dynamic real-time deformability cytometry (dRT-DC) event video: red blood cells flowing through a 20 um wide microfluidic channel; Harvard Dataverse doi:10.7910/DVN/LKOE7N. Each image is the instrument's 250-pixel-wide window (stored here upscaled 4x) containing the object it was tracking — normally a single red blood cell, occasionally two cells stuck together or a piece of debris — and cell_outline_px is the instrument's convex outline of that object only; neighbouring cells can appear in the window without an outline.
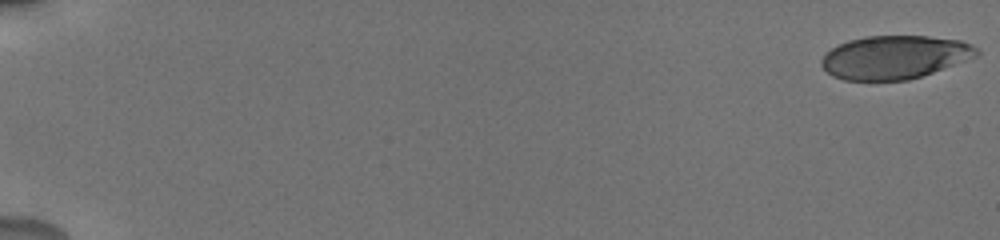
{"species": "human", "species_latin": "Homo sapiens", "temperature_condition": "cold", "stored_images_in_passage": 66, "camera_frame_rate_fps": 3000, "um_per_image_px": 0.085, "donor": {"sex": "male"}, "frame": {"image": 1, "passage_image": 1, "time_ms": 0.0, "image_size_px": [1000, 240], "cell_outline_px": [[980, 56], [908, 80], [844, 80], [832, 76], [820, 64], [820, 60], [832, 48], [848, 40], [868, 36], [928, 36], [960, 40], [972, 44], [980, 48]], "centroid_in_image_um": [76.09, 4.86], "position_along_channel_um": 8.9, "area_um2": 39.25}}
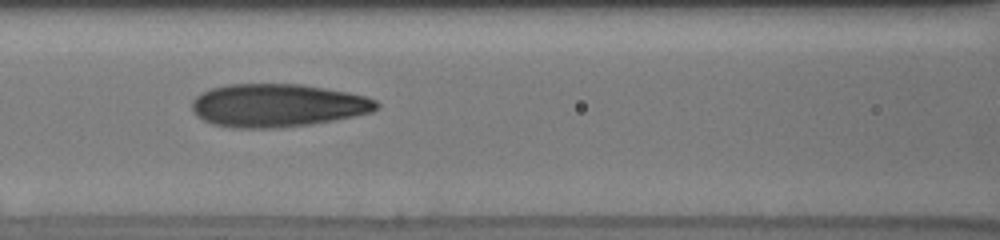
{"frame": {"image": 2, "passage_image": 29, "time_ms": 8.667, "image_size_px": [1000, 240], "cell_outline_px": [[380, 104], [372, 112], [312, 124], [280, 128], [232, 128], [212, 124], [196, 116], [192, 112], [192, 100], [200, 92], [212, 88], [228, 84], [300, 84], [348, 92], [364, 96], [376, 100]], "centroid_in_image_um": [23.54, 8.96], "position_along_channel_um": 143.1, "area_um2": 46.47}}
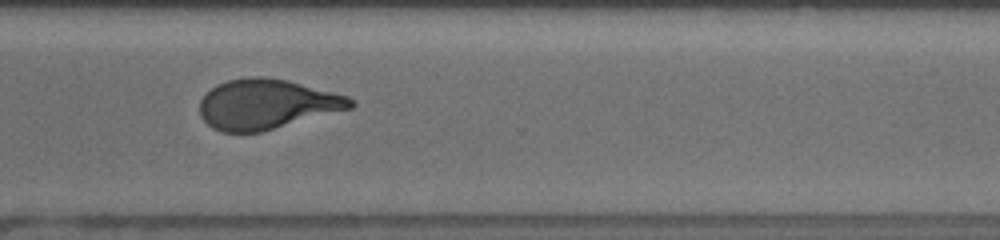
{"frame": {"image": 3, "passage_image": 51, "time_ms": 14.0, "image_size_px": [1000, 240], "cell_outline_px": [[356, 104], [352, 108], [260, 132], [224, 132], [212, 128], [200, 116], [200, 100], [216, 84], [228, 80], [244, 76], [264, 76], [288, 80], [348, 96], [356, 100]], "centroid_in_image_um": [22.67, 8.84], "position_along_channel_um": 347.9, "area_um2": 43.93}, "authors_computed_cell_mechanics": {"area_um2": 43.7835, "velocity_mm_per_s": 3.846, "shape_relaxation_time_tau1_ms": 4.3504, "shape_relaxation_time_tau2_ms": 1.2802, "deformation_change_tau1": 0.18, "deformation_change_tau2": 0.0891}}